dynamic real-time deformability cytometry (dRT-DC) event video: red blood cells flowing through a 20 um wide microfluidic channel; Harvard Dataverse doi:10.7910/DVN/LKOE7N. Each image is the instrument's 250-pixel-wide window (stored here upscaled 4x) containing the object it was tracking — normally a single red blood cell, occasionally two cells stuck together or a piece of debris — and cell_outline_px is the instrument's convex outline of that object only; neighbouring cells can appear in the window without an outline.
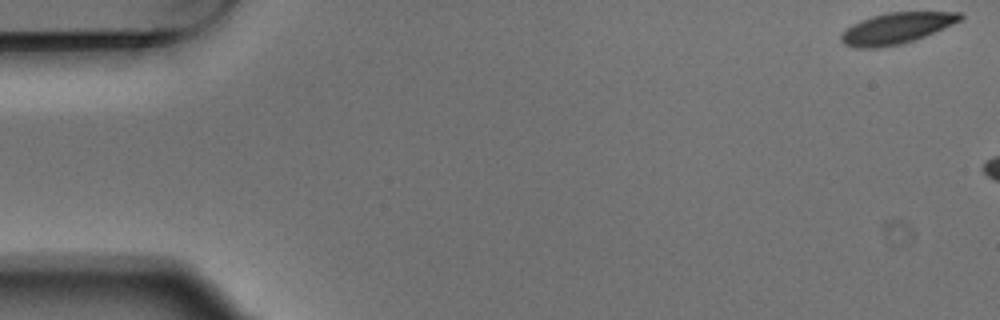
{"species": "Egyptian fruit bat (a non-hibernating species)", "species_latin": "Rousettus aegyptiacus", "temperature_condition": "warm", "stored_images_in_passage": 5, "camera_frame_rate_fps": 3000, "um_per_image_px": 0.085, "animal": {"sex": "male"}, "frame": {"image": 1, "passage_image": 1, "time_ms": 0.0, "image_size_px": [1000, 320], "cell_outline_px": [[964, 16], [960, 20], [944, 28], [916, 40], [900, 44], [876, 48], [856, 48], [844, 44], [840, 40], [840, 36], [852, 24], [860, 20], [872, 16], [888, 12], [960, 12]], "centroid_in_image_um": [76.19, 2.4], "position_along_channel_um": 8.8, "area_um2": 21.44}}